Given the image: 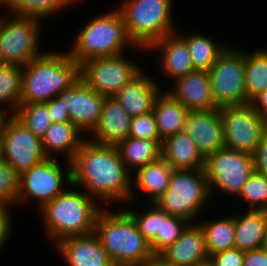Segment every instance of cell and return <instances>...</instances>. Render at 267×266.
<instances>
[{
  "label": "cell",
  "mask_w": 267,
  "mask_h": 266,
  "mask_svg": "<svg viewBox=\"0 0 267 266\" xmlns=\"http://www.w3.org/2000/svg\"><path fill=\"white\" fill-rule=\"evenodd\" d=\"M71 166L72 184L83 189L101 207L109 208L114 203L129 206L132 173L123 163L116 146L95 143L86 138Z\"/></svg>",
  "instance_id": "6da1fadb"
},
{
  "label": "cell",
  "mask_w": 267,
  "mask_h": 266,
  "mask_svg": "<svg viewBox=\"0 0 267 266\" xmlns=\"http://www.w3.org/2000/svg\"><path fill=\"white\" fill-rule=\"evenodd\" d=\"M102 207L95 219L94 233L114 266H144L154 254L131 214L124 208L109 212Z\"/></svg>",
  "instance_id": "7a4b0ae2"
},
{
  "label": "cell",
  "mask_w": 267,
  "mask_h": 266,
  "mask_svg": "<svg viewBox=\"0 0 267 266\" xmlns=\"http://www.w3.org/2000/svg\"><path fill=\"white\" fill-rule=\"evenodd\" d=\"M66 188L38 210L45 235L53 246L67 237L94 233L95 219L102 208L85 191H79V187L72 184V189Z\"/></svg>",
  "instance_id": "3957f363"
},
{
  "label": "cell",
  "mask_w": 267,
  "mask_h": 266,
  "mask_svg": "<svg viewBox=\"0 0 267 266\" xmlns=\"http://www.w3.org/2000/svg\"><path fill=\"white\" fill-rule=\"evenodd\" d=\"M54 50L23 66L20 104L46 103L80 78V65L68 51Z\"/></svg>",
  "instance_id": "277c9868"
},
{
  "label": "cell",
  "mask_w": 267,
  "mask_h": 266,
  "mask_svg": "<svg viewBox=\"0 0 267 266\" xmlns=\"http://www.w3.org/2000/svg\"><path fill=\"white\" fill-rule=\"evenodd\" d=\"M85 23L87 24L79 28L73 46L70 50L67 49L79 65L93 58L124 54L127 49H134L139 54L140 50L142 54L147 53L146 49L135 46L130 40L121 13L116 7Z\"/></svg>",
  "instance_id": "5b68a950"
},
{
  "label": "cell",
  "mask_w": 267,
  "mask_h": 266,
  "mask_svg": "<svg viewBox=\"0 0 267 266\" xmlns=\"http://www.w3.org/2000/svg\"><path fill=\"white\" fill-rule=\"evenodd\" d=\"M173 2L174 0H123L117 4L127 34L135 46L148 50L165 35L177 31L178 25L172 13Z\"/></svg>",
  "instance_id": "8992f818"
},
{
  "label": "cell",
  "mask_w": 267,
  "mask_h": 266,
  "mask_svg": "<svg viewBox=\"0 0 267 266\" xmlns=\"http://www.w3.org/2000/svg\"><path fill=\"white\" fill-rule=\"evenodd\" d=\"M211 198L204 169H173L167 190L154 203L169 215L195 223Z\"/></svg>",
  "instance_id": "52a82bcc"
},
{
  "label": "cell",
  "mask_w": 267,
  "mask_h": 266,
  "mask_svg": "<svg viewBox=\"0 0 267 266\" xmlns=\"http://www.w3.org/2000/svg\"><path fill=\"white\" fill-rule=\"evenodd\" d=\"M44 23L34 17L0 13V64L25 66L42 56L41 27Z\"/></svg>",
  "instance_id": "ba28073f"
},
{
  "label": "cell",
  "mask_w": 267,
  "mask_h": 266,
  "mask_svg": "<svg viewBox=\"0 0 267 266\" xmlns=\"http://www.w3.org/2000/svg\"><path fill=\"white\" fill-rule=\"evenodd\" d=\"M60 163L58 158L47 157L44 161L22 172L16 206L20 204L23 206V203L29 200L36 204L38 211L46 203L62 194L66 190L65 185H72L71 162L65 160L64 163Z\"/></svg>",
  "instance_id": "9c48e42d"
},
{
  "label": "cell",
  "mask_w": 267,
  "mask_h": 266,
  "mask_svg": "<svg viewBox=\"0 0 267 266\" xmlns=\"http://www.w3.org/2000/svg\"><path fill=\"white\" fill-rule=\"evenodd\" d=\"M209 73L212 97L218 108L246 104L245 48L228 46Z\"/></svg>",
  "instance_id": "30bf717a"
},
{
  "label": "cell",
  "mask_w": 267,
  "mask_h": 266,
  "mask_svg": "<svg viewBox=\"0 0 267 266\" xmlns=\"http://www.w3.org/2000/svg\"><path fill=\"white\" fill-rule=\"evenodd\" d=\"M204 170L211 197L218 190L236 198L254 171L253 157L251 154L224 147L205 158Z\"/></svg>",
  "instance_id": "8fae6325"
},
{
  "label": "cell",
  "mask_w": 267,
  "mask_h": 266,
  "mask_svg": "<svg viewBox=\"0 0 267 266\" xmlns=\"http://www.w3.org/2000/svg\"><path fill=\"white\" fill-rule=\"evenodd\" d=\"M140 65L127 58L125 53L93 58L80 65V78L101 95L113 97L143 70Z\"/></svg>",
  "instance_id": "7c38bea8"
},
{
  "label": "cell",
  "mask_w": 267,
  "mask_h": 266,
  "mask_svg": "<svg viewBox=\"0 0 267 266\" xmlns=\"http://www.w3.org/2000/svg\"><path fill=\"white\" fill-rule=\"evenodd\" d=\"M220 114L226 147L252 155L267 133V120L250 103L220 107Z\"/></svg>",
  "instance_id": "4fadbf2b"
},
{
  "label": "cell",
  "mask_w": 267,
  "mask_h": 266,
  "mask_svg": "<svg viewBox=\"0 0 267 266\" xmlns=\"http://www.w3.org/2000/svg\"><path fill=\"white\" fill-rule=\"evenodd\" d=\"M1 138L3 159L20 174L47 158L41 138L15 116L8 121Z\"/></svg>",
  "instance_id": "5bb4252c"
},
{
  "label": "cell",
  "mask_w": 267,
  "mask_h": 266,
  "mask_svg": "<svg viewBox=\"0 0 267 266\" xmlns=\"http://www.w3.org/2000/svg\"><path fill=\"white\" fill-rule=\"evenodd\" d=\"M67 109L71 123L87 137L97 125L105 96L79 78L57 96Z\"/></svg>",
  "instance_id": "9a60e30c"
},
{
  "label": "cell",
  "mask_w": 267,
  "mask_h": 266,
  "mask_svg": "<svg viewBox=\"0 0 267 266\" xmlns=\"http://www.w3.org/2000/svg\"><path fill=\"white\" fill-rule=\"evenodd\" d=\"M184 131L193 139L204 158L226 147L220 108L189 111Z\"/></svg>",
  "instance_id": "2e32d148"
},
{
  "label": "cell",
  "mask_w": 267,
  "mask_h": 266,
  "mask_svg": "<svg viewBox=\"0 0 267 266\" xmlns=\"http://www.w3.org/2000/svg\"><path fill=\"white\" fill-rule=\"evenodd\" d=\"M157 52L156 57L160 73L168 81H176L191 71H194L191 55L186 41L177 33L165 35L156 41L147 52Z\"/></svg>",
  "instance_id": "e0dca14e"
},
{
  "label": "cell",
  "mask_w": 267,
  "mask_h": 266,
  "mask_svg": "<svg viewBox=\"0 0 267 266\" xmlns=\"http://www.w3.org/2000/svg\"><path fill=\"white\" fill-rule=\"evenodd\" d=\"M173 83L172 89L164 90L189 111H208L218 108L212 97L209 71L194 70Z\"/></svg>",
  "instance_id": "ac0fdd59"
},
{
  "label": "cell",
  "mask_w": 267,
  "mask_h": 266,
  "mask_svg": "<svg viewBox=\"0 0 267 266\" xmlns=\"http://www.w3.org/2000/svg\"><path fill=\"white\" fill-rule=\"evenodd\" d=\"M53 247L68 266H114L95 233L67 237Z\"/></svg>",
  "instance_id": "d6986e66"
},
{
  "label": "cell",
  "mask_w": 267,
  "mask_h": 266,
  "mask_svg": "<svg viewBox=\"0 0 267 266\" xmlns=\"http://www.w3.org/2000/svg\"><path fill=\"white\" fill-rule=\"evenodd\" d=\"M161 84L143 69L113 97L131 118L141 116L153 110L154 102L163 90Z\"/></svg>",
  "instance_id": "ffe728a7"
},
{
  "label": "cell",
  "mask_w": 267,
  "mask_h": 266,
  "mask_svg": "<svg viewBox=\"0 0 267 266\" xmlns=\"http://www.w3.org/2000/svg\"><path fill=\"white\" fill-rule=\"evenodd\" d=\"M131 119L114 97H105L99 121L87 138L95 143L117 146L129 137Z\"/></svg>",
  "instance_id": "44dd1931"
},
{
  "label": "cell",
  "mask_w": 267,
  "mask_h": 266,
  "mask_svg": "<svg viewBox=\"0 0 267 266\" xmlns=\"http://www.w3.org/2000/svg\"><path fill=\"white\" fill-rule=\"evenodd\" d=\"M161 254L177 266H199L209 261L200 225L189 223L180 237Z\"/></svg>",
  "instance_id": "7402d4cb"
},
{
  "label": "cell",
  "mask_w": 267,
  "mask_h": 266,
  "mask_svg": "<svg viewBox=\"0 0 267 266\" xmlns=\"http://www.w3.org/2000/svg\"><path fill=\"white\" fill-rule=\"evenodd\" d=\"M172 172L173 168L162 157L139 168L132 174V193L128 204L135 201L137 191L145 193L148 203L154 202L167 190Z\"/></svg>",
  "instance_id": "603a6c76"
},
{
  "label": "cell",
  "mask_w": 267,
  "mask_h": 266,
  "mask_svg": "<svg viewBox=\"0 0 267 266\" xmlns=\"http://www.w3.org/2000/svg\"><path fill=\"white\" fill-rule=\"evenodd\" d=\"M87 137L72 123L53 122L42 137V147L49 158L63 156V161L71 162L82 142Z\"/></svg>",
  "instance_id": "cb8c5ba5"
},
{
  "label": "cell",
  "mask_w": 267,
  "mask_h": 266,
  "mask_svg": "<svg viewBox=\"0 0 267 266\" xmlns=\"http://www.w3.org/2000/svg\"><path fill=\"white\" fill-rule=\"evenodd\" d=\"M161 157L173 169H204L205 165V158L184 130L162 141Z\"/></svg>",
  "instance_id": "d4e9b609"
},
{
  "label": "cell",
  "mask_w": 267,
  "mask_h": 266,
  "mask_svg": "<svg viewBox=\"0 0 267 266\" xmlns=\"http://www.w3.org/2000/svg\"><path fill=\"white\" fill-rule=\"evenodd\" d=\"M243 212H240L241 215L233 213L235 248L243 252L262 249L267 228V211L246 209Z\"/></svg>",
  "instance_id": "484cf974"
},
{
  "label": "cell",
  "mask_w": 267,
  "mask_h": 266,
  "mask_svg": "<svg viewBox=\"0 0 267 266\" xmlns=\"http://www.w3.org/2000/svg\"><path fill=\"white\" fill-rule=\"evenodd\" d=\"M152 112L156 119L160 139L163 141L184 130L189 110L163 89L154 102Z\"/></svg>",
  "instance_id": "4316f807"
},
{
  "label": "cell",
  "mask_w": 267,
  "mask_h": 266,
  "mask_svg": "<svg viewBox=\"0 0 267 266\" xmlns=\"http://www.w3.org/2000/svg\"><path fill=\"white\" fill-rule=\"evenodd\" d=\"M162 140L127 137L116 147L127 169L133 174L139 168L161 158Z\"/></svg>",
  "instance_id": "83f0119b"
},
{
  "label": "cell",
  "mask_w": 267,
  "mask_h": 266,
  "mask_svg": "<svg viewBox=\"0 0 267 266\" xmlns=\"http://www.w3.org/2000/svg\"><path fill=\"white\" fill-rule=\"evenodd\" d=\"M187 43L194 70L209 71L218 57L229 46L221 44L205 33H183L179 28L176 31ZM182 32V33H181ZM215 40V41H214Z\"/></svg>",
  "instance_id": "f1b7e54d"
},
{
  "label": "cell",
  "mask_w": 267,
  "mask_h": 266,
  "mask_svg": "<svg viewBox=\"0 0 267 266\" xmlns=\"http://www.w3.org/2000/svg\"><path fill=\"white\" fill-rule=\"evenodd\" d=\"M217 218V219H216ZM197 223L200 225L208 256L235 247V226L233 214L226 217H216ZM213 219V220H212Z\"/></svg>",
  "instance_id": "f546056e"
},
{
  "label": "cell",
  "mask_w": 267,
  "mask_h": 266,
  "mask_svg": "<svg viewBox=\"0 0 267 266\" xmlns=\"http://www.w3.org/2000/svg\"><path fill=\"white\" fill-rule=\"evenodd\" d=\"M267 90V47L245 50L246 104Z\"/></svg>",
  "instance_id": "4dcf8cb0"
},
{
  "label": "cell",
  "mask_w": 267,
  "mask_h": 266,
  "mask_svg": "<svg viewBox=\"0 0 267 266\" xmlns=\"http://www.w3.org/2000/svg\"><path fill=\"white\" fill-rule=\"evenodd\" d=\"M23 66L0 64V107L13 116L20 106Z\"/></svg>",
  "instance_id": "1f68e13d"
},
{
  "label": "cell",
  "mask_w": 267,
  "mask_h": 266,
  "mask_svg": "<svg viewBox=\"0 0 267 266\" xmlns=\"http://www.w3.org/2000/svg\"><path fill=\"white\" fill-rule=\"evenodd\" d=\"M73 4L69 0H14L12 8L7 12L15 16L34 17L45 20ZM59 11V12H58Z\"/></svg>",
  "instance_id": "d6a6232c"
},
{
  "label": "cell",
  "mask_w": 267,
  "mask_h": 266,
  "mask_svg": "<svg viewBox=\"0 0 267 266\" xmlns=\"http://www.w3.org/2000/svg\"><path fill=\"white\" fill-rule=\"evenodd\" d=\"M14 116L41 139L53 123L46 103L20 104Z\"/></svg>",
  "instance_id": "836d02e7"
},
{
  "label": "cell",
  "mask_w": 267,
  "mask_h": 266,
  "mask_svg": "<svg viewBox=\"0 0 267 266\" xmlns=\"http://www.w3.org/2000/svg\"><path fill=\"white\" fill-rule=\"evenodd\" d=\"M190 222L179 216H172L161 209L160 234L150 242L153 253H162L172 245Z\"/></svg>",
  "instance_id": "e575fe53"
},
{
  "label": "cell",
  "mask_w": 267,
  "mask_h": 266,
  "mask_svg": "<svg viewBox=\"0 0 267 266\" xmlns=\"http://www.w3.org/2000/svg\"><path fill=\"white\" fill-rule=\"evenodd\" d=\"M237 199L248 205L246 209L267 211V176L253 171Z\"/></svg>",
  "instance_id": "d590c367"
},
{
  "label": "cell",
  "mask_w": 267,
  "mask_h": 266,
  "mask_svg": "<svg viewBox=\"0 0 267 266\" xmlns=\"http://www.w3.org/2000/svg\"><path fill=\"white\" fill-rule=\"evenodd\" d=\"M124 207L131 214L140 233L149 243L157 234H160L161 209L154 202L148 203L149 209L147 208L142 213L141 211L138 213V210L136 211L131 207L128 209L126 205Z\"/></svg>",
  "instance_id": "8d00e7d4"
},
{
  "label": "cell",
  "mask_w": 267,
  "mask_h": 266,
  "mask_svg": "<svg viewBox=\"0 0 267 266\" xmlns=\"http://www.w3.org/2000/svg\"><path fill=\"white\" fill-rule=\"evenodd\" d=\"M20 187V173H18L4 159L0 160V201L15 207Z\"/></svg>",
  "instance_id": "74e56055"
},
{
  "label": "cell",
  "mask_w": 267,
  "mask_h": 266,
  "mask_svg": "<svg viewBox=\"0 0 267 266\" xmlns=\"http://www.w3.org/2000/svg\"><path fill=\"white\" fill-rule=\"evenodd\" d=\"M129 137L137 139L161 140L153 112L131 119Z\"/></svg>",
  "instance_id": "f35d334b"
},
{
  "label": "cell",
  "mask_w": 267,
  "mask_h": 266,
  "mask_svg": "<svg viewBox=\"0 0 267 266\" xmlns=\"http://www.w3.org/2000/svg\"><path fill=\"white\" fill-rule=\"evenodd\" d=\"M244 253L245 252L234 247L210 255L209 262L213 266H243Z\"/></svg>",
  "instance_id": "ab89813d"
},
{
  "label": "cell",
  "mask_w": 267,
  "mask_h": 266,
  "mask_svg": "<svg viewBox=\"0 0 267 266\" xmlns=\"http://www.w3.org/2000/svg\"><path fill=\"white\" fill-rule=\"evenodd\" d=\"M13 206L0 201V250L3 246L8 243V239H10V235L12 236V214L10 209L12 210Z\"/></svg>",
  "instance_id": "60d3db41"
},
{
  "label": "cell",
  "mask_w": 267,
  "mask_h": 266,
  "mask_svg": "<svg viewBox=\"0 0 267 266\" xmlns=\"http://www.w3.org/2000/svg\"><path fill=\"white\" fill-rule=\"evenodd\" d=\"M254 171L267 176V133L262 137L260 143L252 154Z\"/></svg>",
  "instance_id": "b9f144b4"
},
{
  "label": "cell",
  "mask_w": 267,
  "mask_h": 266,
  "mask_svg": "<svg viewBox=\"0 0 267 266\" xmlns=\"http://www.w3.org/2000/svg\"><path fill=\"white\" fill-rule=\"evenodd\" d=\"M49 108L50 119L52 122L56 123H71L67 109L64 107V102H62L58 97H55L48 102H46Z\"/></svg>",
  "instance_id": "7bdbcfd3"
},
{
  "label": "cell",
  "mask_w": 267,
  "mask_h": 266,
  "mask_svg": "<svg viewBox=\"0 0 267 266\" xmlns=\"http://www.w3.org/2000/svg\"><path fill=\"white\" fill-rule=\"evenodd\" d=\"M243 266H267V251L258 249L245 252Z\"/></svg>",
  "instance_id": "ee69618b"
},
{
  "label": "cell",
  "mask_w": 267,
  "mask_h": 266,
  "mask_svg": "<svg viewBox=\"0 0 267 266\" xmlns=\"http://www.w3.org/2000/svg\"><path fill=\"white\" fill-rule=\"evenodd\" d=\"M250 104L262 118L267 120V90L259 94Z\"/></svg>",
  "instance_id": "f6af8a7d"
},
{
  "label": "cell",
  "mask_w": 267,
  "mask_h": 266,
  "mask_svg": "<svg viewBox=\"0 0 267 266\" xmlns=\"http://www.w3.org/2000/svg\"><path fill=\"white\" fill-rule=\"evenodd\" d=\"M144 266H177L173 262L169 261L161 253H154L145 263Z\"/></svg>",
  "instance_id": "bcb514c9"
},
{
  "label": "cell",
  "mask_w": 267,
  "mask_h": 266,
  "mask_svg": "<svg viewBox=\"0 0 267 266\" xmlns=\"http://www.w3.org/2000/svg\"><path fill=\"white\" fill-rule=\"evenodd\" d=\"M13 117V115L5 108L0 107V135L5 130L8 121Z\"/></svg>",
  "instance_id": "7dc6e473"
},
{
  "label": "cell",
  "mask_w": 267,
  "mask_h": 266,
  "mask_svg": "<svg viewBox=\"0 0 267 266\" xmlns=\"http://www.w3.org/2000/svg\"><path fill=\"white\" fill-rule=\"evenodd\" d=\"M13 4L14 0H0V9H3V11L0 12L7 13L12 8Z\"/></svg>",
  "instance_id": "c3c4849f"
},
{
  "label": "cell",
  "mask_w": 267,
  "mask_h": 266,
  "mask_svg": "<svg viewBox=\"0 0 267 266\" xmlns=\"http://www.w3.org/2000/svg\"><path fill=\"white\" fill-rule=\"evenodd\" d=\"M262 249L267 251V228L265 232L264 243H263Z\"/></svg>",
  "instance_id": "681fc988"
},
{
  "label": "cell",
  "mask_w": 267,
  "mask_h": 266,
  "mask_svg": "<svg viewBox=\"0 0 267 266\" xmlns=\"http://www.w3.org/2000/svg\"><path fill=\"white\" fill-rule=\"evenodd\" d=\"M3 159V150H2V138L0 135V160Z\"/></svg>",
  "instance_id": "f907efd6"
},
{
  "label": "cell",
  "mask_w": 267,
  "mask_h": 266,
  "mask_svg": "<svg viewBox=\"0 0 267 266\" xmlns=\"http://www.w3.org/2000/svg\"><path fill=\"white\" fill-rule=\"evenodd\" d=\"M199 266H213L209 261L200 264Z\"/></svg>",
  "instance_id": "816d5d0a"
},
{
  "label": "cell",
  "mask_w": 267,
  "mask_h": 266,
  "mask_svg": "<svg viewBox=\"0 0 267 266\" xmlns=\"http://www.w3.org/2000/svg\"><path fill=\"white\" fill-rule=\"evenodd\" d=\"M73 5H75V3H80L82 0H69Z\"/></svg>",
  "instance_id": "f5cc1de1"
}]
</instances>
